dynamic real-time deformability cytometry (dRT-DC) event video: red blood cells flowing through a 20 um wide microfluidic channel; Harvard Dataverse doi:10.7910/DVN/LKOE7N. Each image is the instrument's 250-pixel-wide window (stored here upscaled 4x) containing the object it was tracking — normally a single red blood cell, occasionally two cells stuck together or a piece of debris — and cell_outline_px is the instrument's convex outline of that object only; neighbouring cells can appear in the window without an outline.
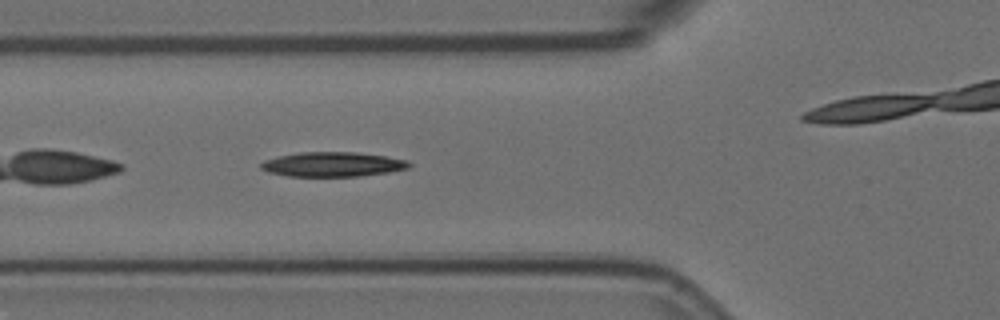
{"species": "Egyptian fruit bat (a non-hibernating species)", "species_latin": "Rousettus aegyptiacus", "temperature_condition": "room temperature", "stored_images_in_passage": 41, "camera_frame_rate_fps": 3000, "um_per_image_px": 0.085, "animal": {"sex": "female"}, "frame": {"image": 1, "passage_image": 4, "time_ms": 1.0, "image_size_px": [1000, 320], "cell_outline_px": [[412, 164], [408, 168], [388, 172], [360, 176], [288, 176], [268, 172], [260, 168], [260, 164], [264, 160], [280, 156], [300, 152], [356, 152], [384, 156], [408, 160]], "centroid_in_image_um": [28.28, 13.97], "position_along_channel_um": 97.5, "area_um2": 21.15}}
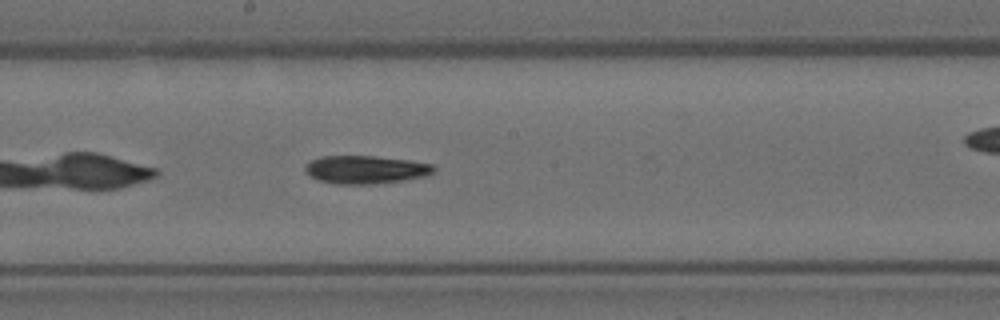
{"frame": {"image": 2, "passage_image": 14, "time_ms": 4.333, "image_size_px": [1000, 320], "cell_outline_px": [[436, 168], [428, 176], [404, 180], [376, 184], [336, 184], [320, 180], [308, 176], [304, 172], [304, 168], [312, 160], [320, 156], [376, 156], [408, 160], [432, 164]], "centroid_in_image_um": [31.07, 14.42], "position_along_channel_um": 217.1, "area_um2": 21.15}}
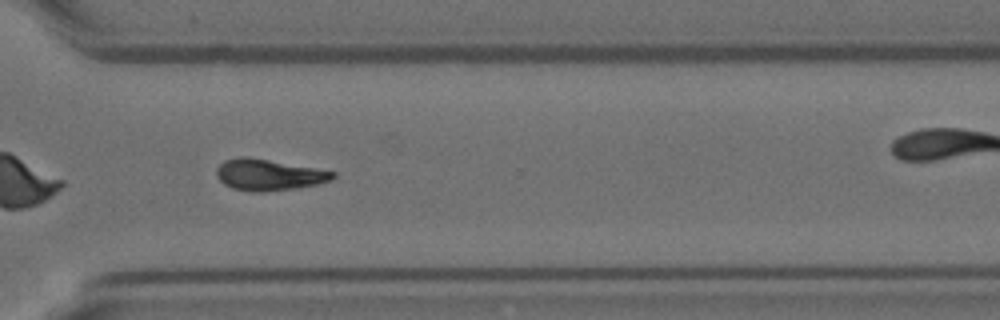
{"frame": {"image": 3, "passage_image": 25, "time_ms": 8.0, "image_size_px": [1000, 320], "cell_outline_px": [[336, 176], [332, 180], [316, 184], [296, 188], [260, 192], [252, 192], [232, 188], [224, 184], [216, 176], [216, 168], [224, 160], [240, 156], [248, 156], [336, 172]], "centroid_in_image_um": [22.81, 14.85], "position_along_channel_um": 347.8, "area_um2": 21.15}}